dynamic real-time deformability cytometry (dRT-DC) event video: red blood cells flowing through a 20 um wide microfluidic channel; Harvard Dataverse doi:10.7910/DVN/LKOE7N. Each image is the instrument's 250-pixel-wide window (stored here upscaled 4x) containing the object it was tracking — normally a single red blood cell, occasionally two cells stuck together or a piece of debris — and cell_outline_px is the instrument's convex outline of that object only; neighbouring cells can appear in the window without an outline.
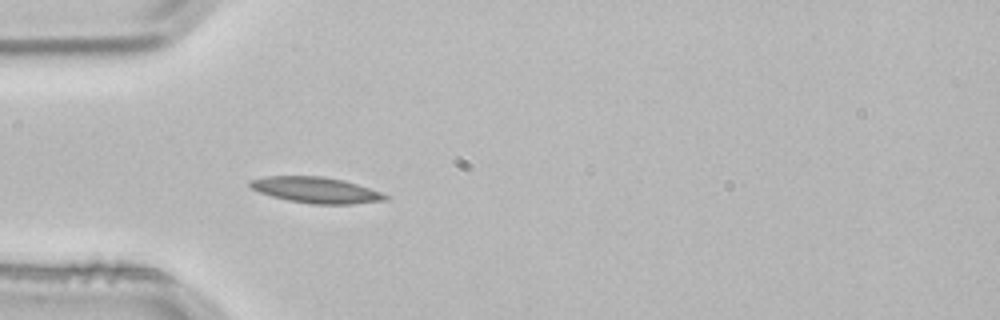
{"species": "common noctule bat (a hibernating species)", "species_latin": "Nyctalus noctula", "temperature_condition": "room temperature", "stored_images_in_passage": 1, "camera_frame_rate_fps": 3000, "um_per_image_px": 0.085, "animal": {"sex": "male", "body_mass_g": 21.5, "forearm_length_mm": 52.0}, "frame": {"image": 1, "passage_image": 1, "time_ms": 0.0, "image_size_px": [1000, 320], "cell_outline_px": [[388, 200], [352, 204], [312, 204], [288, 200], [272, 196], [260, 192], [252, 188], [248, 184], [248, 180], [264, 176], [324, 176], [344, 180], [380, 192], [388, 196]], "centroid_in_image_um": [26.83, 16.15], "position_along_channel_um": 58.2, "area_um2": 20.4}}